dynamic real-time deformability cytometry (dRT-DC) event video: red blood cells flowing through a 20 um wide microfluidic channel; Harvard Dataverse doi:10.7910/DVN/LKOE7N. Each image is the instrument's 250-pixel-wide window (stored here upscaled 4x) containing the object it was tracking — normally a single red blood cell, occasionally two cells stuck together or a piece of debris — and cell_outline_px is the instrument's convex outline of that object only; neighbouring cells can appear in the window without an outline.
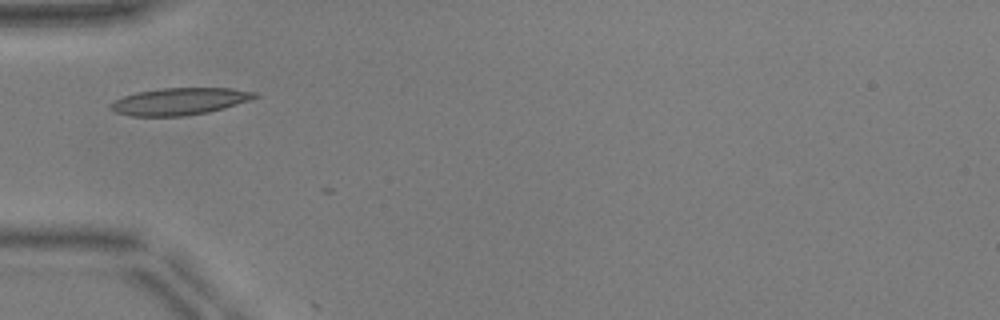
{"species": "common noctule bat (a hibernating species)", "species_latin": "Nyctalus noctula", "temperature_condition": "warm", "stored_images_in_passage": 4, "camera_frame_rate_fps": 3000, "um_per_image_px": 0.085, "animal": {"sex": "male", "body_mass_g": 17.9, "forearm_length_mm": 54.2}, "frame": {"image": 1, "passage_image": 1, "time_ms": 0.0, "image_size_px": [1000, 320], "cell_outline_px": [[260, 96], [224, 108], [208, 112], [184, 116], [132, 116], [116, 112], [108, 104], [124, 96], [136, 92], [164, 88], [232, 88], [256, 92]], "centroid_in_image_um": [15.28, 8.61], "position_along_channel_um": 69.7, "area_um2": 22.54}}